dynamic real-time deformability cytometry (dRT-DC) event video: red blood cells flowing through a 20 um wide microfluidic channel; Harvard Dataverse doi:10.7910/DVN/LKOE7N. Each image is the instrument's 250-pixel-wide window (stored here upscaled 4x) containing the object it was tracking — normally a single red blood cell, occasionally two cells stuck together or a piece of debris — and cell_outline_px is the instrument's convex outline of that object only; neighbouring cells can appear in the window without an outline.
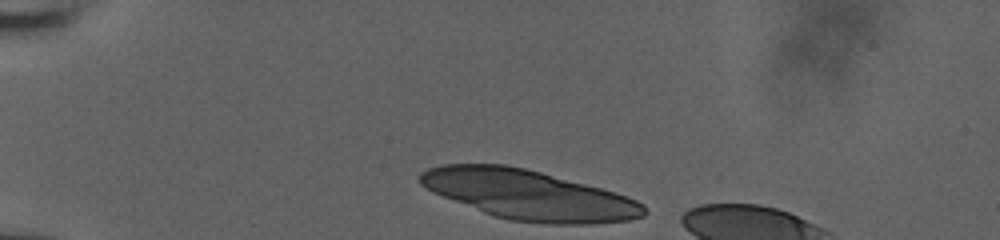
{"species": "human", "species_latin": "Homo sapiens", "temperature_condition": "room temperature", "stored_images_in_passage": 8, "camera_frame_rate_fps": 3000, "um_per_image_px": 0.085, "donor": {"sex": "male"}, "frame": {"image": 1, "passage_image": 1, "time_ms": 0.0, "image_size_px": [1000, 240], "cell_outline_px": [[648, 212], [644, 216], [628, 220], [596, 224], [544, 224], [508, 220], [484, 212], [432, 192], [420, 184], [416, 180], [420, 172], [428, 168], [444, 164], [504, 164], [524, 168], [540, 172], [616, 192], [628, 196], [644, 204]], "centroid_in_image_um": [44.95, 16.57], "position_along_channel_um": 40.1, "area_um2": 64.79}}